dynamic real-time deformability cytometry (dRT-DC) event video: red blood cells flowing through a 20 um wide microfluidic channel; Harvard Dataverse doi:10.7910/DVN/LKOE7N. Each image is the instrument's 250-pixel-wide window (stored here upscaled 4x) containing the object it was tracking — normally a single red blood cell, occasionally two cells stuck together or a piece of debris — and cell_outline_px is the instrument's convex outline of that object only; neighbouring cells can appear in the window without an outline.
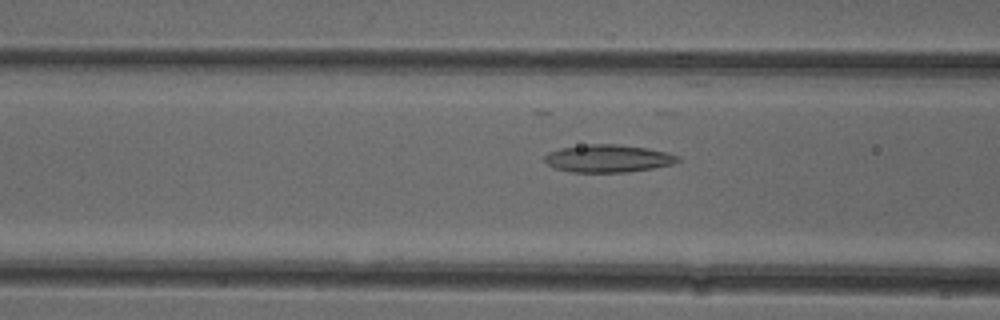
{"species": "common noctule bat (a hibernating species)", "species_latin": "Nyctalus noctula", "temperature_condition": "cold", "stored_images_in_passage": 50, "camera_frame_rate_fps": 3000, "um_per_image_px": 0.085, "animal": {"sex": "female"}, "frame": {"image": 1, "passage_image": 20, "time_ms": 6.333, "image_size_px": [1000, 320], "cell_outline_px": [[680, 160], [672, 164], [652, 168], [628, 172], [572, 172], [556, 168], [548, 164], [544, 160], [544, 156], [548, 152], [560, 148], [588, 144], [616, 144], [648, 148], [668, 152], [680, 156]], "centroid_in_image_um": [51.7, 13.46], "position_along_channel_um": 114.9, "area_um2": 21.44}}
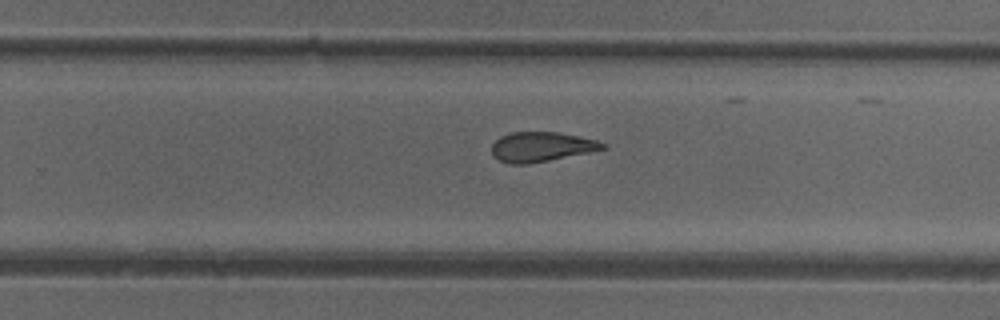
{"frame": {"image": 2, "passage_image": 33, "time_ms": 10.667, "image_size_px": [1000, 320], "cell_outline_px": [[608, 148], [528, 164], [508, 164], [492, 156], [492, 144], [500, 136], [508, 132], [560, 132], [596, 140], [608, 144]], "centroid_in_image_um": [46.0, 12.47], "position_along_channel_um": 283.8, "area_um2": 19.25}}
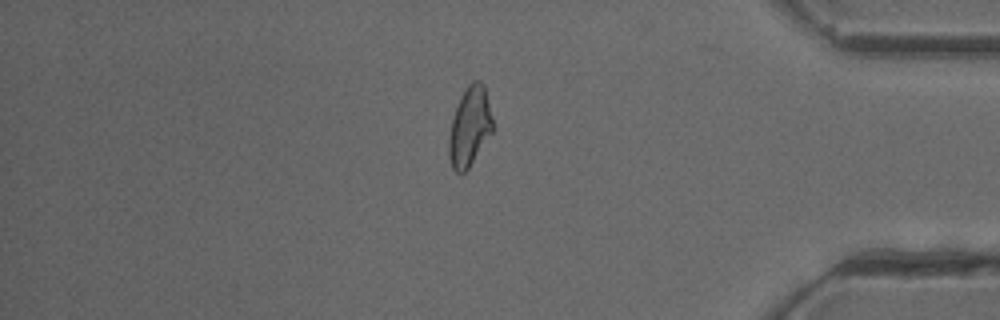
{"frame": {"image": 3, "passage_image": 44, "time_ms": 14.333, "image_size_px": [1000, 320], "cell_outline_px": [[492, 132], [468, 168], [460, 176], [452, 168], [448, 156], [448, 140], [452, 120], [460, 96], [468, 84], [472, 80], [480, 80], [484, 84], [492, 116]], "centroid_in_image_um": [39.9, 10.76], "position_along_channel_um": 395.3, "area_um2": 20.23}, "authors_computed_cell_mechanics": {"area_um2": 20.6635, "velocity_mm_per_s": 3.8932, "shape_relaxation_time_tau1_ms": null, "shape_relaxation_time_tau2_ms": 2.0903, "deformation_change_tau1": null, "deformation_change_tau2": 0.1079}}